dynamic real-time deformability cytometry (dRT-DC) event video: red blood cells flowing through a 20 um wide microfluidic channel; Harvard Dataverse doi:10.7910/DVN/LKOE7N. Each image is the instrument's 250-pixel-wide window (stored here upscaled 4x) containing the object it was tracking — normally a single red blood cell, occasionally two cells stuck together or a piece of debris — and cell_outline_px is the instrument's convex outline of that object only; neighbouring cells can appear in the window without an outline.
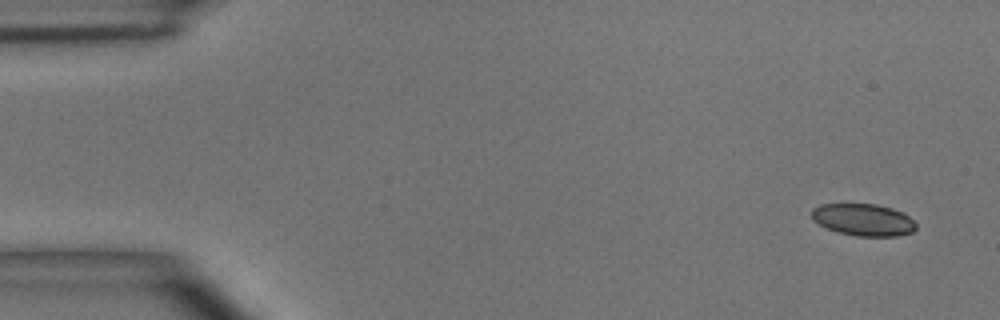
{"species": "common noctule bat (a hibernating species)", "species_latin": "Nyctalus noctula", "temperature_condition": "room temperature", "stored_images_in_passage": 6, "camera_frame_rate_fps": 3000, "um_per_image_px": 0.085, "animal": {"sex": "male", "body_mass_g": 15.6}, "frame": {"image": 1, "passage_image": 1, "time_ms": 0.0, "image_size_px": [1000, 320], "cell_outline_px": [[916, 228], [912, 232], [896, 236], [856, 236], [836, 232], [812, 220], [812, 208], [820, 204], [876, 204], [892, 208], [904, 212], [916, 224]], "centroid_in_image_um": [73.38, 18.68], "position_along_channel_um": 11.6, "area_um2": 19.54}}
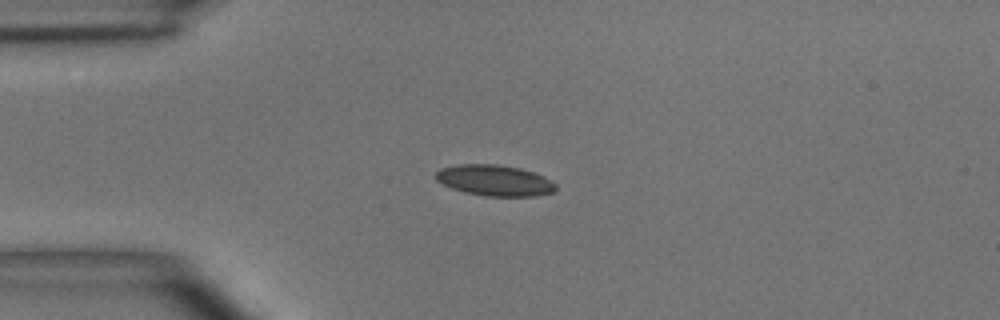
{"frame": {"image": 2, "passage_image": 4, "time_ms": 3.333, "image_size_px": [1000, 320], "cell_outline_px": [[556, 192], [536, 196], [484, 196], [464, 192], [452, 188], [436, 180], [436, 172], [440, 168], [460, 164], [496, 164], [520, 168], [544, 176], [556, 184]], "centroid_in_image_um": [42.07, 15.34], "position_along_channel_um": 42.9, "area_um2": 21.68}}